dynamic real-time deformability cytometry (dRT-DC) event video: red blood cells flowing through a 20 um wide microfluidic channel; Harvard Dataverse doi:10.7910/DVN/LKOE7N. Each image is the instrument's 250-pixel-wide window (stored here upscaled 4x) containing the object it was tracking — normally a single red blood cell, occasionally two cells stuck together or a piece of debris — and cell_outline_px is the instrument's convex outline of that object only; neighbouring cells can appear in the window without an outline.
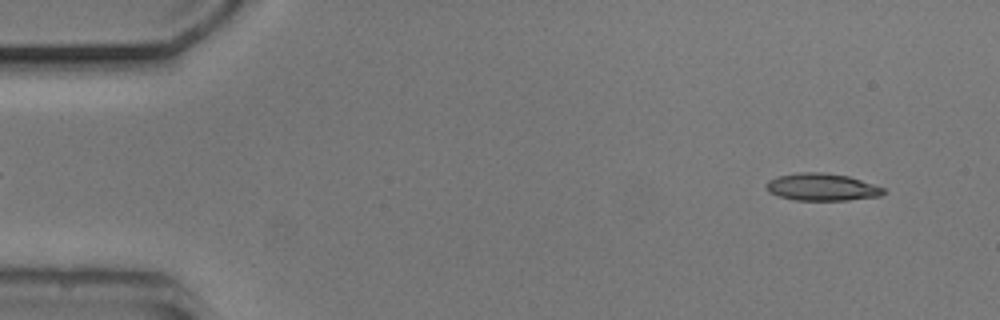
{"species": "common noctule bat (a hibernating species)", "species_latin": "Nyctalus noctula", "temperature_condition": "cold", "stored_images_in_passage": 52, "camera_frame_rate_fps": 3000, "um_per_image_px": 0.085, "animal": {"sex": "male", "body_mass_g": 20.5, "forearm_length_mm": 52.5}, "frame": {"image": 1, "passage_image": 3, "time_ms": 0.667, "image_size_px": [1000, 320], "cell_outline_px": [[888, 192], [880, 196], [848, 200], [792, 200], [768, 192], [764, 188], [764, 184], [768, 180], [780, 176], [796, 172], [824, 172], [848, 176], [884, 188]], "centroid_in_image_um": [69.83, 15.9], "position_along_channel_um": 15.2, "area_um2": 18.79}}
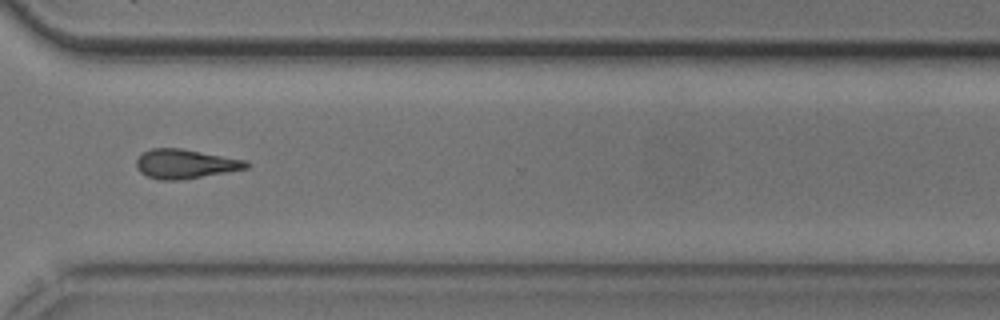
{"frame": {"image": 2, "passage_image": 38, "time_ms": 12.333, "image_size_px": [1000, 320], "cell_outline_px": [[252, 164], [248, 168], [184, 180], [160, 180], [148, 176], [140, 172], [136, 168], [136, 160], [144, 152], [152, 148], [180, 148], [248, 160]], "centroid_in_image_um": [15.79, 13.94], "position_along_channel_um": 354.8, "area_um2": 18.9}}
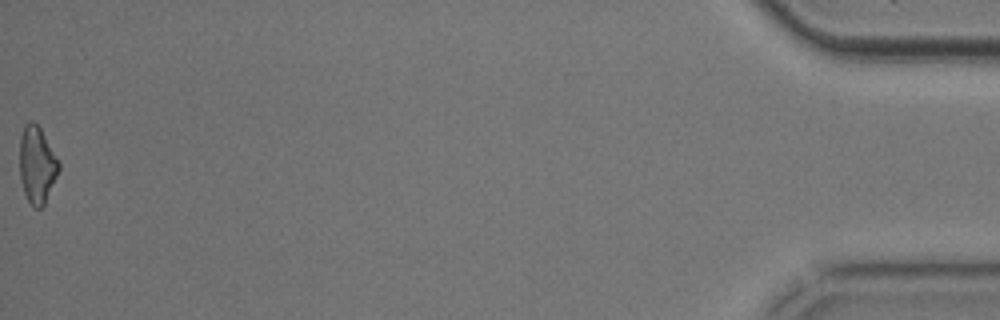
{"frame": {"image": 3, "passage_image": 52, "time_ms": 17.0, "image_size_px": [1000, 320], "cell_outline_px": [[60, 168], [44, 204], [40, 208], [36, 208], [28, 200], [24, 192], [20, 180], [20, 136], [24, 124], [28, 120], [32, 120], [40, 128], [60, 164]], "centroid_in_image_um": [3.12, 13.98], "position_along_channel_um": 432.1, "area_um2": 17.28}, "authors_computed_cell_mechanics": {"area_um2": 18.6405, "velocity_mm_per_s": 3.7998, "shape_relaxation_time_tau1_ms": 7.9934, "shape_relaxation_time_tau2_ms": null, "deformation_change_tau1": 0.2275, "deformation_change_tau2": null}}